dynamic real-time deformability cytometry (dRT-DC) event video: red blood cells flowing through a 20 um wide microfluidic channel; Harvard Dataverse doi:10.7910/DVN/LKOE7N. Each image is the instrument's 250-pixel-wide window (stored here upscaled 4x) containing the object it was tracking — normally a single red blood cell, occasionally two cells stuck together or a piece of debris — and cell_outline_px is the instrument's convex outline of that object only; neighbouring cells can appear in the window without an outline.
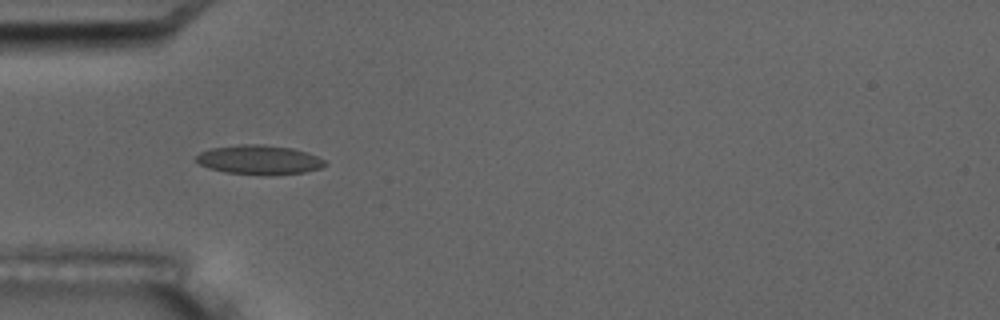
{"species": "common noctule bat (a hibernating species)", "species_latin": "Nyctalus noctula", "temperature_condition": "room temperature", "stored_images_in_passage": 6, "camera_frame_rate_fps": 3000, "um_per_image_px": 0.085, "animal": {"sex": "male", "body_mass_g": 17.5, "forearm_length_mm": 52.3}, "frame": {"image": 1, "passage_image": 5, "time_ms": 4.667, "image_size_px": [1000, 320], "cell_outline_px": [[328, 164], [320, 168], [304, 172], [224, 172], [208, 168], [200, 164], [196, 160], [196, 156], [200, 152], [212, 148], [240, 144], [264, 144], [292, 148], [308, 152], [324, 160]], "centroid_in_image_um": [22.01, 13.52], "position_along_channel_um": 63.0, "area_um2": 21.04}}